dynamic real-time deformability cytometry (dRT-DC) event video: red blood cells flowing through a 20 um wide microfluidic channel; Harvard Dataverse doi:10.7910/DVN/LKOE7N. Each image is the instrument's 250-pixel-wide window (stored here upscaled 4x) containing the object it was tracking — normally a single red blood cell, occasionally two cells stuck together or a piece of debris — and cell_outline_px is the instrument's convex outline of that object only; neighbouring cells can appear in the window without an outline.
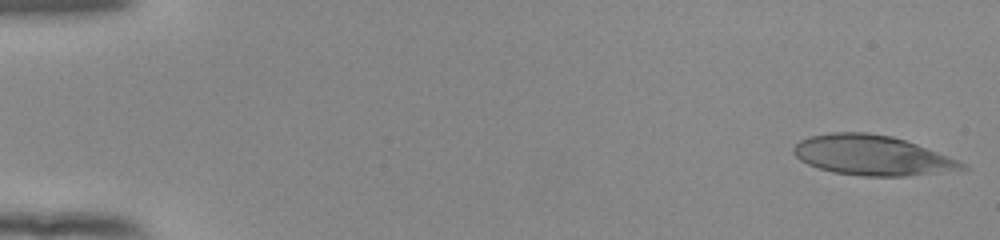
{"species": "human", "species_latin": "Homo sapiens", "temperature_condition": "room temperature", "stored_images_in_passage": 52, "camera_frame_rate_fps": 3000, "um_per_image_px": 0.085, "donor": {"sex": "female"}, "frame": {"image": 1, "passage_image": 1, "time_ms": 0.0, "image_size_px": [1000, 240], "cell_outline_px": [[968, 168], [904, 176], [860, 176], [832, 172], [808, 164], [800, 160], [792, 152], [792, 148], [800, 140], [812, 136], [832, 132], [864, 132], [892, 136], [916, 144], [956, 160], [964, 164]], "centroid_in_image_um": [74.03, 13.2], "position_along_channel_um": 11.0, "area_um2": 38.55}}
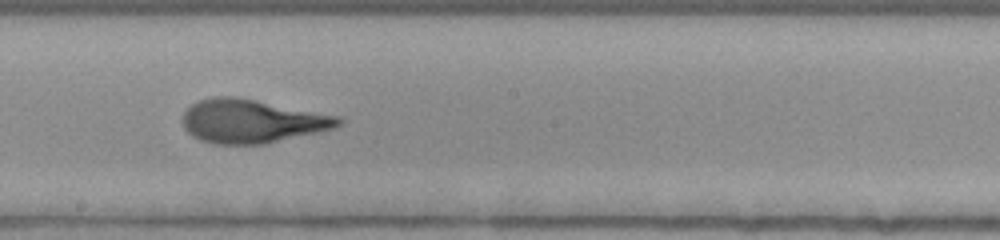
{"frame": {"image": 2, "passage_image": 30, "time_ms": 9.667, "image_size_px": [1000, 240], "cell_outline_px": [[344, 124], [336, 128], [264, 144], [216, 144], [200, 140], [192, 136], [184, 128], [184, 112], [192, 104], [200, 100], [212, 96], [236, 96], [340, 116], [344, 120]], "centroid_in_image_um": [21.45, 10.29], "position_along_channel_um": 226.7, "area_um2": 39.65}}
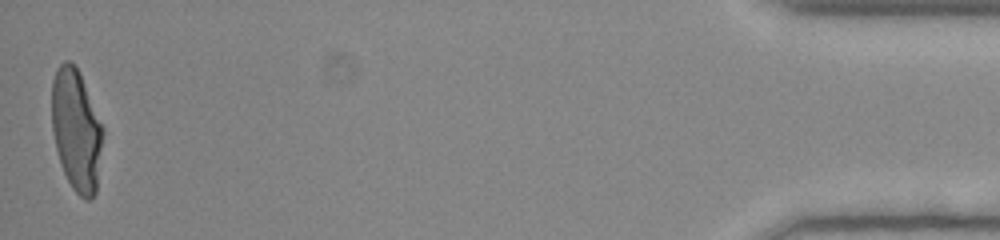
{"frame": {"image": 3, "passage_image": 52, "time_ms": 17.0, "image_size_px": [1000, 240], "cell_outline_px": [[104, 132], [96, 192], [88, 200], [84, 200], [72, 188], [60, 164], [56, 148], [52, 128], [52, 80], [56, 68], [64, 60], [68, 60], [76, 64], [80, 72], [104, 128]], "centroid_in_image_um": [6.49, 11.02], "position_along_channel_um": 428.7, "area_um2": 36.59}, "authors_computed_cell_mechanics": {"area_um2": 38.7549, "velocity_mm_per_s": 3.9116, "shape_relaxation_time_tau1_ms": 4.3551, "shape_relaxation_time_tau2_ms": 1.1321, "deformation_change_tau1": 0.2219, "deformation_change_tau2": 0.0856}}